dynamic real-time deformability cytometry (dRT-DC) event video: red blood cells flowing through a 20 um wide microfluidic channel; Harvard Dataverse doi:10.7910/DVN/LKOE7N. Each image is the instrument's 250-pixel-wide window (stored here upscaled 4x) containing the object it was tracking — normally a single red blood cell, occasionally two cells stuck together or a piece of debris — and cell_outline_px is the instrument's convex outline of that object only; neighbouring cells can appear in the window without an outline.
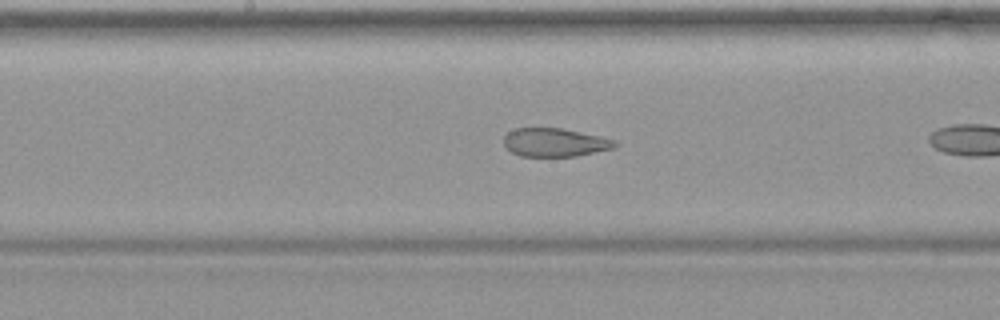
{"species": "common noctule bat (a hibernating species)", "species_latin": "Nyctalus noctula", "temperature_condition": "warm", "stored_images_in_passage": 26, "camera_frame_rate_fps": 3000, "um_per_image_px": 0.085, "animal": {"sex": "female", "body_mass_g": 19.9}, "frame": {"image": 1, "passage_image": 11, "time_ms": 3.333, "image_size_px": [1000, 320], "cell_outline_px": [[620, 144], [616, 148], [576, 156], [520, 156], [504, 148], [504, 136], [508, 132], [516, 128], [560, 128], [600, 136], [616, 140]], "centroid_in_image_um": [47.18, 12.11], "position_along_channel_um": 201.0, "area_um2": 18.55}}
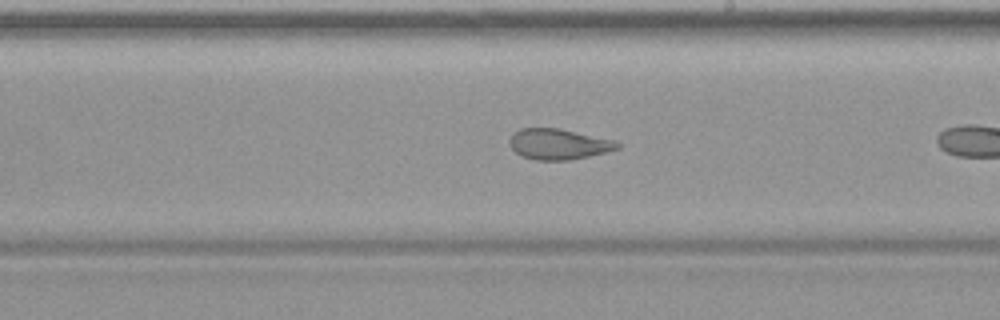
{"frame": {"image": 2, "passage_image": 14, "time_ms": 4.333, "image_size_px": [1000, 320], "cell_outline_px": [[620, 148], [588, 156], [568, 160], [536, 160], [524, 156], [516, 152], [508, 144], [508, 140], [512, 132], [520, 128], [560, 128], [616, 140], [620, 144]], "centroid_in_image_um": [47.46, 12.23], "position_along_channel_um": 241.5, "area_um2": 19.36}}
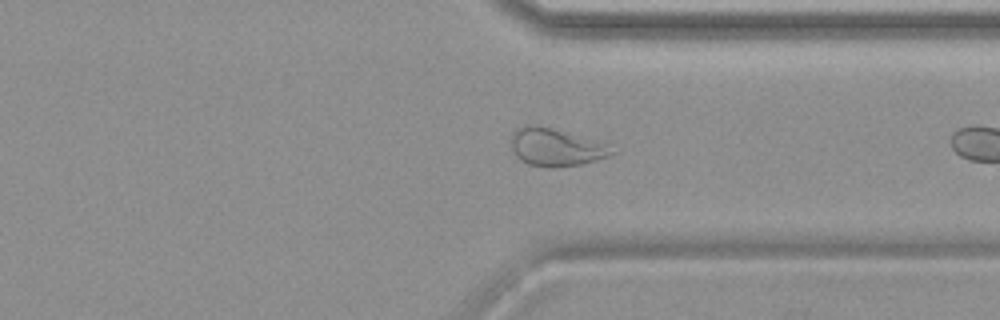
{"frame": {"image": 3, "passage_image": 23, "time_ms": 7.333, "image_size_px": [1000, 320], "cell_outline_px": [[616, 152], [608, 156], [596, 160], [580, 164], [548, 168], [528, 164], [520, 160], [512, 152], [512, 132], [516, 128], [532, 124], [536, 124], [600, 140]], "centroid_in_image_um": [47.23, 12.5], "position_along_channel_um": 364.2, "area_um2": 22.25}}